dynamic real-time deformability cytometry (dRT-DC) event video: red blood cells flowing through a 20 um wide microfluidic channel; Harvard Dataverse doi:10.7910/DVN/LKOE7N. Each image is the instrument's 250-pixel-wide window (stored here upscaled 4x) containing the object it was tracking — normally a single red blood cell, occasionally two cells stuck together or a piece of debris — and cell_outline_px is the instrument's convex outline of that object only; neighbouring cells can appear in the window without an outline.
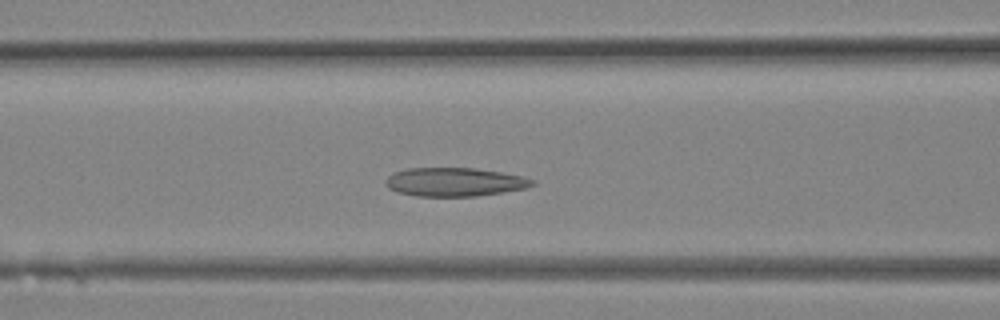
{"species": "Egyptian fruit bat (a non-hibernating species)", "species_latin": "Rousettus aegyptiacus", "temperature_condition": "room temperature", "stored_images_in_passage": 28, "segment_of_instrument_passage": [1, 2], "camera_frame_rate_fps": 3000, "um_per_image_px": 0.085, "animal": {"sex": "female"}, "frame": {"image": 1, "passage_image": 10, "time_ms": 3.0, "image_size_px": [1000, 320], "cell_outline_px": [[536, 184], [528, 188], [504, 192], [476, 196], [416, 196], [396, 192], [388, 188], [388, 176], [392, 172], [408, 168], [476, 168], [500, 172], [520, 176], [536, 180]], "centroid_in_image_um": [38.67, 15.47], "position_along_channel_um": 127.9, "area_um2": 24.51}}
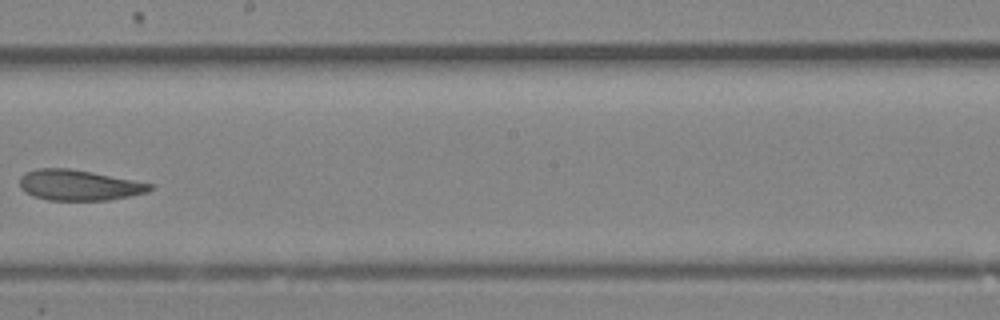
{"frame": {"image": 2, "passage_image": 15, "time_ms": 4.667, "image_size_px": [1000, 320], "cell_outline_px": [[156, 184], [148, 192], [108, 200], [48, 200], [24, 192], [20, 188], [20, 176], [24, 172], [36, 168], [68, 168], [92, 172]], "centroid_in_image_um": [6.7, 15.73], "position_along_channel_um": 241.5, "area_um2": 23.29}}
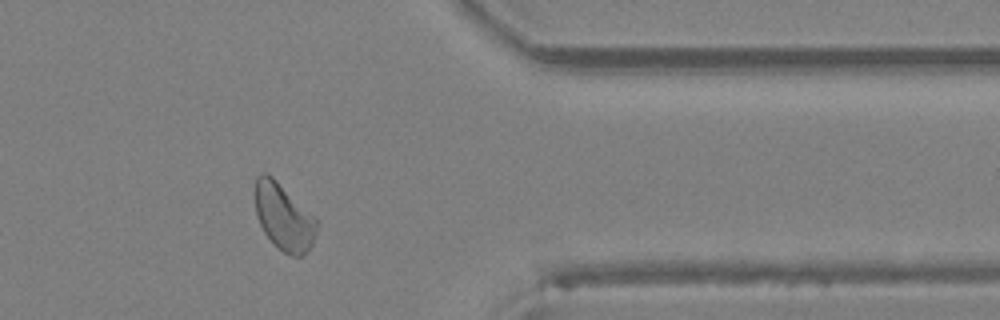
{"frame": {"image": 3, "passage_image": 22, "time_ms": 7.0, "image_size_px": [1000, 320], "cell_outline_px": [[320, 224], [312, 244], [300, 256], [292, 256], [284, 252], [264, 232], [256, 216], [256, 176], [260, 172], [264, 172], [272, 176], [316, 216]], "centroid_in_image_um": [24.16, 18.41], "position_along_channel_um": 387.2, "area_um2": 23.87}}